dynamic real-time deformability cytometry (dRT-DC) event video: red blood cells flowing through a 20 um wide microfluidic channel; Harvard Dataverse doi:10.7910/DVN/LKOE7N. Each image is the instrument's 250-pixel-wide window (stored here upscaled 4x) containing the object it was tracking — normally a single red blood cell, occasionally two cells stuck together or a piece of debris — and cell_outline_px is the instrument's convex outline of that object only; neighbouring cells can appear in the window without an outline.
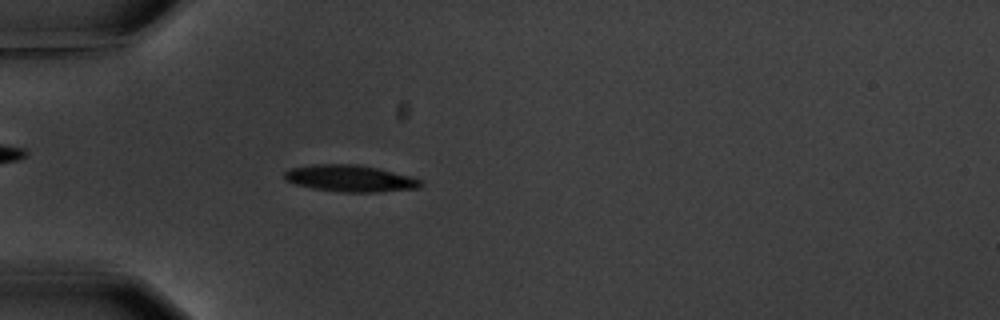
{"species": "common noctule bat (a hibernating species)", "species_latin": "Nyctalus noctula", "temperature_condition": "warm", "stored_images_in_passage": 3, "camera_frame_rate_fps": 3000, "um_per_image_px": 0.085, "animal": {"sex": "male", "body_mass_g": 20.1, "forearm_length_mm": 53.5}, "frame": {"image": 1, "passage_image": 3, "time_ms": 2.333, "image_size_px": [1000, 320], "cell_outline_px": [[424, 184], [420, 188], [380, 192], [344, 192], [312, 188], [296, 184], [284, 180], [284, 172], [292, 168], [312, 164], [356, 164], [376, 168], [412, 176], [424, 180]], "centroid_in_image_um": [29.81, 15.17], "position_along_channel_um": 55.2, "area_um2": 21.33}}